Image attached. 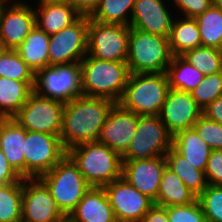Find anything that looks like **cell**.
<instances>
[{
    "mask_svg": "<svg viewBox=\"0 0 222 222\" xmlns=\"http://www.w3.org/2000/svg\"><path fill=\"white\" fill-rule=\"evenodd\" d=\"M115 103L106 98L80 96L64 104L60 138L64 148L96 141Z\"/></svg>",
    "mask_w": 222,
    "mask_h": 222,
    "instance_id": "cell-1",
    "label": "cell"
},
{
    "mask_svg": "<svg viewBox=\"0 0 222 222\" xmlns=\"http://www.w3.org/2000/svg\"><path fill=\"white\" fill-rule=\"evenodd\" d=\"M83 96L118 103L130 75L126 62L106 61L86 55L81 61Z\"/></svg>",
    "mask_w": 222,
    "mask_h": 222,
    "instance_id": "cell-2",
    "label": "cell"
},
{
    "mask_svg": "<svg viewBox=\"0 0 222 222\" xmlns=\"http://www.w3.org/2000/svg\"><path fill=\"white\" fill-rule=\"evenodd\" d=\"M67 155L91 187H104L122 177V157L96 141L76 145Z\"/></svg>",
    "mask_w": 222,
    "mask_h": 222,
    "instance_id": "cell-3",
    "label": "cell"
},
{
    "mask_svg": "<svg viewBox=\"0 0 222 222\" xmlns=\"http://www.w3.org/2000/svg\"><path fill=\"white\" fill-rule=\"evenodd\" d=\"M170 90L166 72L130 73L118 104L137 115H159Z\"/></svg>",
    "mask_w": 222,
    "mask_h": 222,
    "instance_id": "cell-4",
    "label": "cell"
},
{
    "mask_svg": "<svg viewBox=\"0 0 222 222\" xmlns=\"http://www.w3.org/2000/svg\"><path fill=\"white\" fill-rule=\"evenodd\" d=\"M172 58L169 37L130 27L126 62L130 73L166 72Z\"/></svg>",
    "mask_w": 222,
    "mask_h": 222,
    "instance_id": "cell-5",
    "label": "cell"
},
{
    "mask_svg": "<svg viewBox=\"0 0 222 222\" xmlns=\"http://www.w3.org/2000/svg\"><path fill=\"white\" fill-rule=\"evenodd\" d=\"M38 178L46 185L65 217L69 216L91 187L68 155Z\"/></svg>",
    "mask_w": 222,
    "mask_h": 222,
    "instance_id": "cell-6",
    "label": "cell"
},
{
    "mask_svg": "<svg viewBox=\"0 0 222 222\" xmlns=\"http://www.w3.org/2000/svg\"><path fill=\"white\" fill-rule=\"evenodd\" d=\"M33 92L64 104L82 96L80 63L51 64L37 70Z\"/></svg>",
    "mask_w": 222,
    "mask_h": 222,
    "instance_id": "cell-7",
    "label": "cell"
},
{
    "mask_svg": "<svg viewBox=\"0 0 222 222\" xmlns=\"http://www.w3.org/2000/svg\"><path fill=\"white\" fill-rule=\"evenodd\" d=\"M173 146V135L158 115L138 116L135 135L122 160L152 159L165 156Z\"/></svg>",
    "mask_w": 222,
    "mask_h": 222,
    "instance_id": "cell-8",
    "label": "cell"
},
{
    "mask_svg": "<svg viewBox=\"0 0 222 222\" xmlns=\"http://www.w3.org/2000/svg\"><path fill=\"white\" fill-rule=\"evenodd\" d=\"M130 26L100 23L88 16L87 55L127 62Z\"/></svg>",
    "mask_w": 222,
    "mask_h": 222,
    "instance_id": "cell-9",
    "label": "cell"
},
{
    "mask_svg": "<svg viewBox=\"0 0 222 222\" xmlns=\"http://www.w3.org/2000/svg\"><path fill=\"white\" fill-rule=\"evenodd\" d=\"M23 152L25 178H38L67 155L60 136L27 130Z\"/></svg>",
    "mask_w": 222,
    "mask_h": 222,
    "instance_id": "cell-10",
    "label": "cell"
},
{
    "mask_svg": "<svg viewBox=\"0 0 222 222\" xmlns=\"http://www.w3.org/2000/svg\"><path fill=\"white\" fill-rule=\"evenodd\" d=\"M64 103L32 92L13 117L27 131L60 136Z\"/></svg>",
    "mask_w": 222,
    "mask_h": 222,
    "instance_id": "cell-11",
    "label": "cell"
},
{
    "mask_svg": "<svg viewBox=\"0 0 222 222\" xmlns=\"http://www.w3.org/2000/svg\"><path fill=\"white\" fill-rule=\"evenodd\" d=\"M88 16L81 15L73 24L49 35V65L80 63L87 55Z\"/></svg>",
    "mask_w": 222,
    "mask_h": 222,
    "instance_id": "cell-12",
    "label": "cell"
},
{
    "mask_svg": "<svg viewBox=\"0 0 222 222\" xmlns=\"http://www.w3.org/2000/svg\"><path fill=\"white\" fill-rule=\"evenodd\" d=\"M104 190L117 222H141L154 201L130 185L123 177L105 185Z\"/></svg>",
    "mask_w": 222,
    "mask_h": 222,
    "instance_id": "cell-13",
    "label": "cell"
},
{
    "mask_svg": "<svg viewBox=\"0 0 222 222\" xmlns=\"http://www.w3.org/2000/svg\"><path fill=\"white\" fill-rule=\"evenodd\" d=\"M64 218L48 188L39 178H23L21 222H59Z\"/></svg>",
    "mask_w": 222,
    "mask_h": 222,
    "instance_id": "cell-14",
    "label": "cell"
},
{
    "mask_svg": "<svg viewBox=\"0 0 222 222\" xmlns=\"http://www.w3.org/2000/svg\"><path fill=\"white\" fill-rule=\"evenodd\" d=\"M4 7L0 16V48L17 49L35 27L34 8L23 0Z\"/></svg>",
    "mask_w": 222,
    "mask_h": 222,
    "instance_id": "cell-15",
    "label": "cell"
},
{
    "mask_svg": "<svg viewBox=\"0 0 222 222\" xmlns=\"http://www.w3.org/2000/svg\"><path fill=\"white\" fill-rule=\"evenodd\" d=\"M138 116L115 103L99 131L96 142L106 144L122 157L135 135Z\"/></svg>",
    "mask_w": 222,
    "mask_h": 222,
    "instance_id": "cell-16",
    "label": "cell"
},
{
    "mask_svg": "<svg viewBox=\"0 0 222 222\" xmlns=\"http://www.w3.org/2000/svg\"><path fill=\"white\" fill-rule=\"evenodd\" d=\"M201 115L202 109L191 93L170 88L158 116L174 136L181 130L192 128Z\"/></svg>",
    "mask_w": 222,
    "mask_h": 222,
    "instance_id": "cell-17",
    "label": "cell"
},
{
    "mask_svg": "<svg viewBox=\"0 0 222 222\" xmlns=\"http://www.w3.org/2000/svg\"><path fill=\"white\" fill-rule=\"evenodd\" d=\"M122 162V177L155 202L161 177L167 166L165 156L152 159L122 160Z\"/></svg>",
    "mask_w": 222,
    "mask_h": 222,
    "instance_id": "cell-18",
    "label": "cell"
},
{
    "mask_svg": "<svg viewBox=\"0 0 222 222\" xmlns=\"http://www.w3.org/2000/svg\"><path fill=\"white\" fill-rule=\"evenodd\" d=\"M167 8L164 0H136L129 26L169 37L174 19Z\"/></svg>",
    "mask_w": 222,
    "mask_h": 222,
    "instance_id": "cell-19",
    "label": "cell"
},
{
    "mask_svg": "<svg viewBox=\"0 0 222 222\" xmlns=\"http://www.w3.org/2000/svg\"><path fill=\"white\" fill-rule=\"evenodd\" d=\"M38 3L34 8L35 25L47 35L70 26L81 16L67 0H39Z\"/></svg>",
    "mask_w": 222,
    "mask_h": 222,
    "instance_id": "cell-20",
    "label": "cell"
},
{
    "mask_svg": "<svg viewBox=\"0 0 222 222\" xmlns=\"http://www.w3.org/2000/svg\"><path fill=\"white\" fill-rule=\"evenodd\" d=\"M68 218L72 222H117L103 187H90Z\"/></svg>",
    "mask_w": 222,
    "mask_h": 222,
    "instance_id": "cell-21",
    "label": "cell"
},
{
    "mask_svg": "<svg viewBox=\"0 0 222 222\" xmlns=\"http://www.w3.org/2000/svg\"><path fill=\"white\" fill-rule=\"evenodd\" d=\"M26 129L14 118H0V149L11 167L25 178L24 139Z\"/></svg>",
    "mask_w": 222,
    "mask_h": 222,
    "instance_id": "cell-22",
    "label": "cell"
},
{
    "mask_svg": "<svg viewBox=\"0 0 222 222\" xmlns=\"http://www.w3.org/2000/svg\"><path fill=\"white\" fill-rule=\"evenodd\" d=\"M173 147L192 166L205 172L211 148L198 136L193 127L176 133L173 136Z\"/></svg>",
    "mask_w": 222,
    "mask_h": 222,
    "instance_id": "cell-23",
    "label": "cell"
},
{
    "mask_svg": "<svg viewBox=\"0 0 222 222\" xmlns=\"http://www.w3.org/2000/svg\"><path fill=\"white\" fill-rule=\"evenodd\" d=\"M34 81L0 77V118H13L33 92Z\"/></svg>",
    "mask_w": 222,
    "mask_h": 222,
    "instance_id": "cell-24",
    "label": "cell"
},
{
    "mask_svg": "<svg viewBox=\"0 0 222 222\" xmlns=\"http://www.w3.org/2000/svg\"><path fill=\"white\" fill-rule=\"evenodd\" d=\"M196 199L197 196L186 187L176 173L166 166L161 177L157 200L154 204L164 207L187 205Z\"/></svg>",
    "mask_w": 222,
    "mask_h": 222,
    "instance_id": "cell-25",
    "label": "cell"
},
{
    "mask_svg": "<svg viewBox=\"0 0 222 222\" xmlns=\"http://www.w3.org/2000/svg\"><path fill=\"white\" fill-rule=\"evenodd\" d=\"M49 35L36 25L23 43L15 49L34 73L49 66Z\"/></svg>",
    "mask_w": 222,
    "mask_h": 222,
    "instance_id": "cell-26",
    "label": "cell"
},
{
    "mask_svg": "<svg viewBox=\"0 0 222 222\" xmlns=\"http://www.w3.org/2000/svg\"><path fill=\"white\" fill-rule=\"evenodd\" d=\"M174 18L169 35L173 56H182L186 51L202 46L201 35L195 18Z\"/></svg>",
    "mask_w": 222,
    "mask_h": 222,
    "instance_id": "cell-27",
    "label": "cell"
},
{
    "mask_svg": "<svg viewBox=\"0 0 222 222\" xmlns=\"http://www.w3.org/2000/svg\"><path fill=\"white\" fill-rule=\"evenodd\" d=\"M167 167L185 183L197 197L208 186L205 172L192 166L173 146L165 154Z\"/></svg>",
    "mask_w": 222,
    "mask_h": 222,
    "instance_id": "cell-28",
    "label": "cell"
},
{
    "mask_svg": "<svg viewBox=\"0 0 222 222\" xmlns=\"http://www.w3.org/2000/svg\"><path fill=\"white\" fill-rule=\"evenodd\" d=\"M166 74L170 88L188 93H191L205 77L182 56H173Z\"/></svg>",
    "mask_w": 222,
    "mask_h": 222,
    "instance_id": "cell-29",
    "label": "cell"
},
{
    "mask_svg": "<svg viewBox=\"0 0 222 222\" xmlns=\"http://www.w3.org/2000/svg\"><path fill=\"white\" fill-rule=\"evenodd\" d=\"M135 1L136 0H100L97 8L89 17L100 23L129 26Z\"/></svg>",
    "mask_w": 222,
    "mask_h": 222,
    "instance_id": "cell-30",
    "label": "cell"
},
{
    "mask_svg": "<svg viewBox=\"0 0 222 222\" xmlns=\"http://www.w3.org/2000/svg\"><path fill=\"white\" fill-rule=\"evenodd\" d=\"M201 35L202 46L222 50V11L211 5L202 14L195 17Z\"/></svg>",
    "mask_w": 222,
    "mask_h": 222,
    "instance_id": "cell-31",
    "label": "cell"
},
{
    "mask_svg": "<svg viewBox=\"0 0 222 222\" xmlns=\"http://www.w3.org/2000/svg\"><path fill=\"white\" fill-rule=\"evenodd\" d=\"M23 179L0 185V222H21Z\"/></svg>",
    "mask_w": 222,
    "mask_h": 222,
    "instance_id": "cell-32",
    "label": "cell"
},
{
    "mask_svg": "<svg viewBox=\"0 0 222 222\" xmlns=\"http://www.w3.org/2000/svg\"><path fill=\"white\" fill-rule=\"evenodd\" d=\"M182 57L205 76L222 71V50L200 46L186 51Z\"/></svg>",
    "mask_w": 222,
    "mask_h": 222,
    "instance_id": "cell-33",
    "label": "cell"
},
{
    "mask_svg": "<svg viewBox=\"0 0 222 222\" xmlns=\"http://www.w3.org/2000/svg\"><path fill=\"white\" fill-rule=\"evenodd\" d=\"M34 71L14 49L0 48V77L17 81H34Z\"/></svg>",
    "mask_w": 222,
    "mask_h": 222,
    "instance_id": "cell-34",
    "label": "cell"
},
{
    "mask_svg": "<svg viewBox=\"0 0 222 222\" xmlns=\"http://www.w3.org/2000/svg\"><path fill=\"white\" fill-rule=\"evenodd\" d=\"M196 104L203 110L215 99L222 96V71L206 75L191 92Z\"/></svg>",
    "mask_w": 222,
    "mask_h": 222,
    "instance_id": "cell-35",
    "label": "cell"
},
{
    "mask_svg": "<svg viewBox=\"0 0 222 222\" xmlns=\"http://www.w3.org/2000/svg\"><path fill=\"white\" fill-rule=\"evenodd\" d=\"M197 199L207 222H222V186L208 185Z\"/></svg>",
    "mask_w": 222,
    "mask_h": 222,
    "instance_id": "cell-36",
    "label": "cell"
},
{
    "mask_svg": "<svg viewBox=\"0 0 222 222\" xmlns=\"http://www.w3.org/2000/svg\"><path fill=\"white\" fill-rule=\"evenodd\" d=\"M193 128L211 150H222V124L201 115Z\"/></svg>",
    "mask_w": 222,
    "mask_h": 222,
    "instance_id": "cell-37",
    "label": "cell"
},
{
    "mask_svg": "<svg viewBox=\"0 0 222 222\" xmlns=\"http://www.w3.org/2000/svg\"><path fill=\"white\" fill-rule=\"evenodd\" d=\"M166 209L170 222H207L198 199L187 205L170 206Z\"/></svg>",
    "mask_w": 222,
    "mask_h": 222,
    "instance_id": "cell-38",
    "label": "cell"
},
{
    "mask_svg": "<svg viewBox=\"0 0 222 222\" xmlns=\"http://www.w3.org/2000/svg\"><path fill=\"white\" fill-rule=\"evenodd\" d=\"M208 185L222 186V150H211L205 170Z\"/></svg>",
    "mask_w": 222,
    "mask_h": 222,
    "instance_id": "cell-39",
    "label": "cell"
},
{
    "mask_svg": "<svg viewBox=\"0 0 222 222\" xmlns=\"http://www.w3.org/2000/svg\"><path fill=\"white\" fill-rule=\"evenodd\" d=\"M175 7L179 8L184 17L195 18L207 10L212 4L213 0H173Z\"/></svg>",
    "mask_w": 222,
    "mask_h": 222,
    "instance_id": "cell-40",
    "label": "cell"
},
{
    "mask_svg": "<svg viewBox=\"0 0 222 222\" xmlns=\"http://www.w3.org/2000/svg\"><path fill=\"white\" fill-rule=\"evenodd\" d=\"M23 179L10 165L0 149V185H7Z\"/></svg>",
    "mask_w": 222,
    "mask_h": 222,
    "instance_id": "cell-41",
    "label": "cell"
},
{
    "mask_svg": "<svg viewBox=\"0 0 222 222\" xmlns=\"http://www.w3.org/2000/svg\"><path fill=\"white\" fill-rule=\"evenodd\" d=\"M141 222H170L166 207L154 204L143 216Z\"/></svg>",
    "mask_w": 222,
    "mask_h": 222,
    "instance_id": "cell-42",
    "label": "cell"
},
{
    "mask_svg": "<svg viewBox=\"0 0 222 222\" xmlns=\"http://www.w3.org/2000/svg\"><path fill=\"white\" fill-rule=\"evenodd\" d=\"M206 118L222 124V96L215 99L202 110Z\"/></svg>",
    "mask_w": 222,
    "mask_h": 222,
    "instance_id": "cell-43",
    "label": "cell"
},
{
    "mask_svg": "<svg viewBox=\"0 0 222 222\" xmlns=\"http://www.w3.org/2000/svg\"><path fill=\"white\" fill-rule=\"evenodd\" d=\"M75 9L85 16H90L97 8L100 0H68Z\"/></svg>",
    "mask_w": 222,
    "mask_h": 222,
    "instance_id": "cell-44",
    "label": "cell"
},
{
    "mask_svg": "<svg viewBox=\"0 0 222 222\" xmlns=\"http://www.w3.org/2000/svg\"><path fill=\"white\" fill-rule=\"evenodd\" d=\"M9 1L8 0H0V16H1L3 8L10 3ZM6 3H8V4H6Z\"/></svg>",
    "mask_w": 222,
    "mask_h": 222,
    "instance_id": "cell-45",
    "label": "cell"
},
{
    "mask_svg": "<svg viewBox=\"0 0 222 222\" xmlns=\"http://www.w3.org/2000/svg\"><path fill=\"white\" fill-rule=\"evenodd\" d=\"M213 5L222 11V0H213Z\"/></svg>",
    "mask_w": 222,
    "mask_h": 222,
    "instance_id": "cell-46",
    "label": "cell"
},
{
    "mask_svg": "<svg viewBox=\"0 0 222 222\" xmlns=\"http://www.w3.org/2000/svg\"><path fill=\"white\" fill-rule=\"evenodd\" d=\"M59 222H72V221L68 217H65L63 220H61Z\"/></svg>",
    "mask_w": 222,
    "mask_h": 222,
    "instance_id": "cell-47",
    "label": "cell"
}]
</instances>
